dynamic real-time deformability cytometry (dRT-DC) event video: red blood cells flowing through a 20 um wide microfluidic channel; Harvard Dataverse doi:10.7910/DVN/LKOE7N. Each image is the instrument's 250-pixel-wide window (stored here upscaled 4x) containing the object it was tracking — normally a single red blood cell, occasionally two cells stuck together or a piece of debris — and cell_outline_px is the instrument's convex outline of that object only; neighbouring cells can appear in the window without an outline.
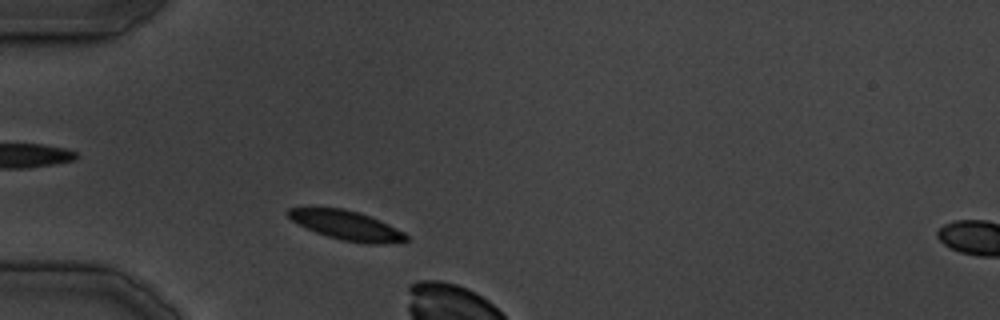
{"species": "common noctule bat (a hibernating species)", "species_latin": "Nyctalus noctula", "temperature_condition": "cold", "stored_images_in_passage": 5, "camera_frame_rate_fps": 3000, "um_per_image_px": 0.085, "animal": {"sex": "male", "body_mass_g": 19.5, "forearm_length_mm": 54.6}, "frame": {"image": 1, "passage_image": 3, "time_ms": 3.333, "image_size_px": [1000, 320], "cell_outline_px": [[408, 240], [384, 244], [368, 244], [344, 240], [328, 236], [316, 232], [292, 220], [284, 212], [288, 208], [340, 208], [360, 212], [380, 220], [404, 232], [408, 236]], "centroid_in_image_um": [29.48, 19.15], "position_along_channel_um": 55.5, "area_um2": 19.88}}